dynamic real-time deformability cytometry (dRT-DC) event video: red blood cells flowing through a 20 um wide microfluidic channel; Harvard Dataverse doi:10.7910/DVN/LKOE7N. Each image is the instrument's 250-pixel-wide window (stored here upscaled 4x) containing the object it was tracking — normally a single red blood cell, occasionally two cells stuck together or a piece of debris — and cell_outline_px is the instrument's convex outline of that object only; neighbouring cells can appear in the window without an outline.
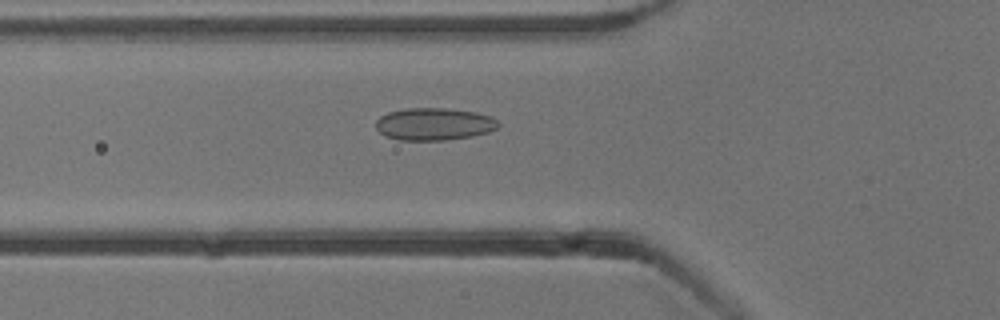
{"species": "common noctule bat (a hibernating species)", "species_latin": "Nyctalus noctula", "temperature_condition": "cold", "stored_images_in_passage": 40, "camera_frame_rate_fps": 3000, "um_per_image_px": 0.085, "animal": {"sex": "male", "body_mass_g": 13.3}, "frame": {"image": 1, "passage_image": 6, "time_ms": 1.667, "image_size_px": [1000, 320], "cell_outline_px": [[500, 124], [496, 128], [488, 132], [472, 136], [444, 140], [400, 140], [388, 136], [380, 132], [376, 128], [376, 120], [380, 116], [388, 112], [408, 108], [444, 108], [476, 112], [488, 116], [496, 120]], "centroid_in_image_um": [36.88, 10.54], "position_along_channel_um": 88.9, "area_um2": 22.89}}
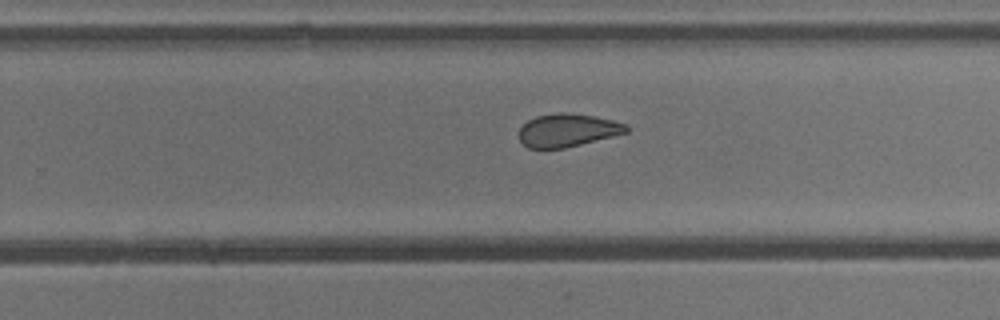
{"frame": {"image": 2, "passage_image": 21, "time_ms": 6.667, "image_size_px": [1000, 320], "cell_outline_px": [[628, 132], [564, 148], [528, 148], [520, 140], [520, 128], [528, 120], [536, 116], [560, 112], [564, 112], [592, 116], [612, 120], [624, 124], [628, 128]], "centroid_in_image_um": [48.21, 11.07], "position_along_channel_um": 281.6, "area_um2": 20.23}}
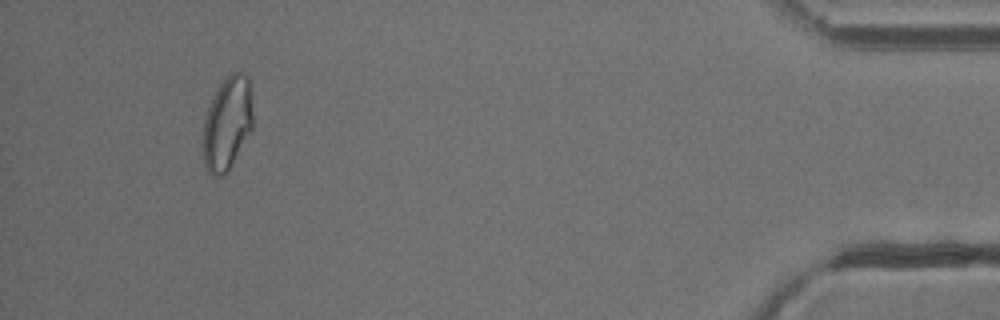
{"frame": {"image": 3, "passage_image": 37, "time_ms": 12.0, "image_size_px": [1000, 320], "cell_outline_px": [[252, 128], [228, 172], [224, 176], [212, 176], [208, 172], [204, 164], [204, 120], [212, 96], [216, 88], [224, 76], [228, 72], [236, 72], [248, 76], [252, 108]], "centroid_in_image_um": [19.31, 10.47], "position_along_channel_um": 415.9, "area_um2": 27.17}, "authors_computed_cell_mechanics": {"area_um2": 22.4264, "velocity_mm_per_s": 3.8391, "shape_relaxation_time_tau1_ms": null, "shape_relaxation_time_tau2_ms": 2.4032, "deformation_change_tau1": null, "deformation_change_tau2": 0.0846}}